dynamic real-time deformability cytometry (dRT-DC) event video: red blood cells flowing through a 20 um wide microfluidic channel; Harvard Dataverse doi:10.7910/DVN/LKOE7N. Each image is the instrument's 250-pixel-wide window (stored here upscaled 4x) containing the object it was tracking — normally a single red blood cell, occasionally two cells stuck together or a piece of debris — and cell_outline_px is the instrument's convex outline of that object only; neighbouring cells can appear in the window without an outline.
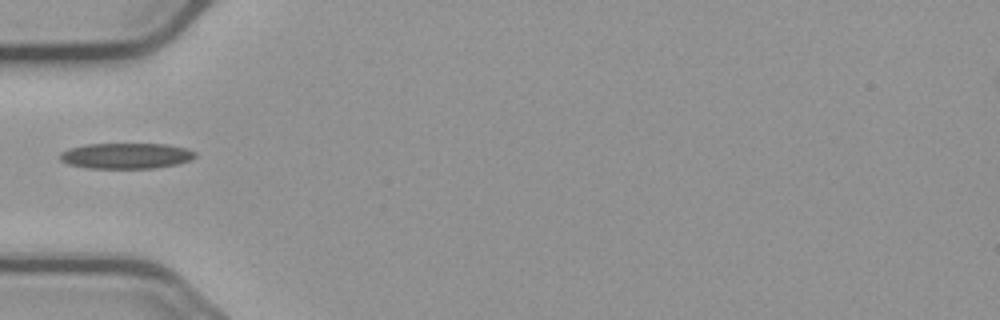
{"species": "common noctule bat (a hibernating species)", "species_latin": "Nyctalus noctula", "temperature_condition": "cold", "stored_images_in_passage": 35, "camera_frame_rate_fps": 3000, "um_per_image_px": 0.085, "animal": {"sex": "male", "body_mass_g": 23.1, "forearm_length_mm": 52.7}, "frame": {"image": 1, "passage_image": 1, "time_ms": 0.0, "image_size_px": [1000, 320], "cell_outline_px": [[196, 156], [192, 160], [176, 164], [152, 168], [88, 168], [68, 164], [60, 160], [60, 152], [68, 148], [84, 144], [164, 144], [184, 148], [196, 152]], "centroid_in_image_um": [10.68, 13.24], "position_along_channel_um": 74.3, "area_um2": 20.23}}
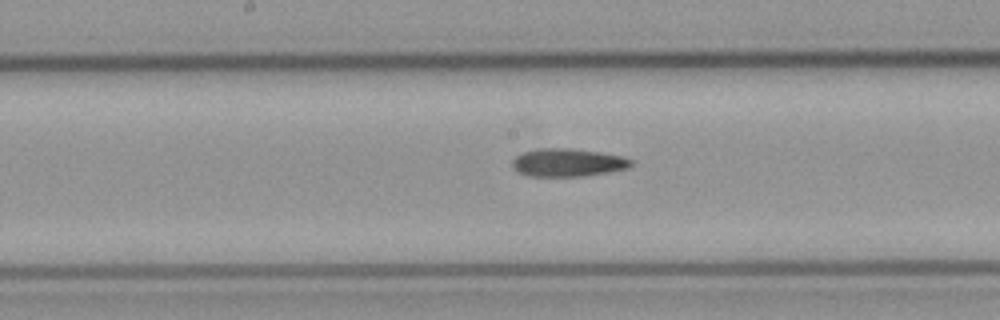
{"frame": {"image": 2, "passage_image": 11, "time_ms": 3.333, "image_size_px": [1000, 320], "cell_outline_px": [[632, 164], [628, 168], [608, 172], [584, 176], [528, 176], [512, 168], [512, 160], [516, 156], [524, 152], [540, 148], [572, 148], [600, 152], [620, 156], [632, 160]], "centroid_in_image_um": [48.24, 13.81], "position_along_channel_um": 200.0, "area_um2": 19.31}}
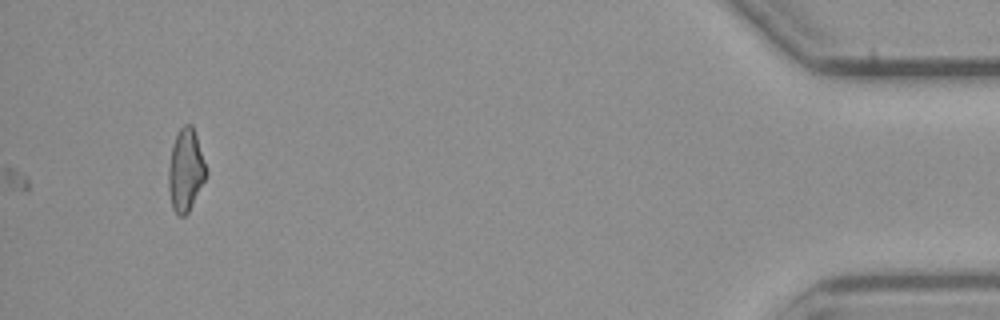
{"frame": {"image": 3, "passage_image": 35, "time_ms": 11.333, "image_size_px": [1000, 320], "cell_outline_px": [[208, 172], [188, 212], [184, 216], [180, 216], [172, 208], [168, 188], [168, 168], [172, 148], [176, 136], [180, 128], [184, 124], [192, 124]], "centroid_in_image_um": [15.77, 14.46], "position_along_channel_um": 419.4, "area_um2": 17.74}}